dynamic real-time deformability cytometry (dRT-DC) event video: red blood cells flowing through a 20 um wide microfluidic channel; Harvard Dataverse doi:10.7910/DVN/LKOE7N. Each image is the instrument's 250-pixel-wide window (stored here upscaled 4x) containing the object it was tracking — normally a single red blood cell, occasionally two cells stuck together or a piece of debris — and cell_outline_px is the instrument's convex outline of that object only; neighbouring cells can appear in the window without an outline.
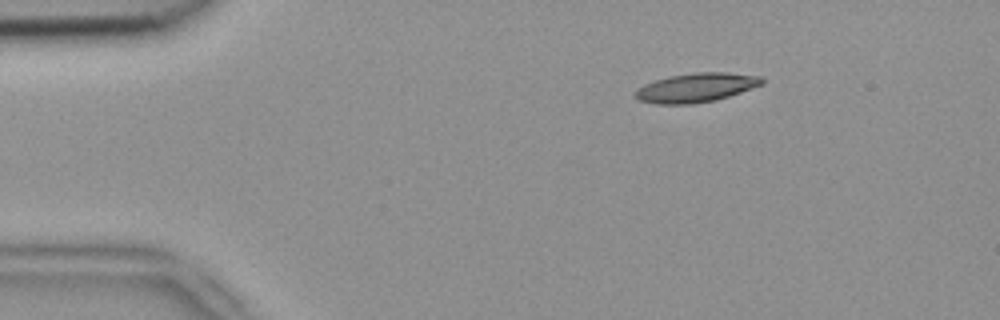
{"species": "common noctule bat (a hibernating species)", "species_latin": "Nyctalus noctula", "temperature_condition": "room temperature", "stored_images_in_passage": 3, "camera_frame_rate_fps": 3000, "um_per_image_px": 0.085, "animal": {"sex": "female", "body_mass_g": 18.4}, "frame": {"image": 1, "passage_image": 1, "time_ms": 0.0, "image_size_px": [1000, 320], "cell_outline_px": [[764, 84], [716, 100], [692, 104], [656, 104], [640, 100], [636, 96], [636, 92], [644, 84], [668, 76], [696, 72], [724, 72], [764, 76]], "centroid_in_image_um": [59.23, 7.44], "position_along_channel_um": 25.8, "area_um2": 21.39}}